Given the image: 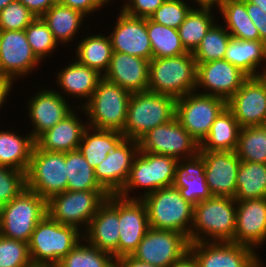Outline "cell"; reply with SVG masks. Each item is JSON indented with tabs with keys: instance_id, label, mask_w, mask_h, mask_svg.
Instances as JSON below:
<instances>
[{
	"instance_id": "cell-38",
	"label": "cell",
	"mask_w": 266,
	"mask_h": 267,
	"mask_svg": "<svg viewBox=\"0 0 266 267\" xmlns=\"http://www.w3.org/2000/svg\"><path fill=\"white\" fill-rule=\"evenodd\" d=\"M67 190H105L97 181L94 169L79 150L65 152Z\"/></svg>"
},
{
	"instance_id": "cell-3",
	"label": "cell",
	"mask_w": 266,
	"mask_h": 267,
	"mask_svg": "<svg viewBox=\"0 0 266 267\" xmlns=\"http://www.w3.org/2000/svg\"><path fill=\"white\" fill-rule=\"evenodd\" d=\"M176 98L151 91L132 93L123 135L139 140L149 130L175 118Z\"/></svg>"
},
{
	"instance_id": "cell-32",
	"label": "cell",
	"mask_w": 266,
	"mask_h": 267,
	"mask_svg": "<svg viewBox=\"0 0 266 267\" xmlns=\"http://www.w3.org/2000/svg\"><path fill=\"white\" fill-rule=\"evenodd\" d=\"M124 138L121 132L88 126L83 132L78 150L88 164L95 169Z\"/></svg>"
},
{
	"instance_id": "cell-48",
	"label": "cell",
	"mask_w": 266,
	"mask_h": 267,
	"mask_svg": "<svg viewBox=\"0 0 266 267\" xmlns=\"http://www.w3.org/2000/svg\"><path fill=\"white\" fill-rule=\"evenodd\" d=\"M165 0H127L121 10L132 17L150 18Z\"/></svg>"
},
{
	"instance_id": "cell-35",
	"label": "cell",
	"mask_w": 266,
	"mask_h": 267,
	"mask_svg": "<svg viewBox=\"0 0 266 267\" xmlns=\"http://www.w3.org/2000/svg\"><path fill=\"white\" fill-rule=\"evenodd\" d=\"M223 25L232 38L260 40L258 29L249 18L245 0H225L220 8Z\"/></svg>"
},
{
	"instance_id": "cell-54",
	"label": "cell",
	"mask_w": 266,
	"mask_h": 267,
	"mask_svg": "<svg viewBox=\"0 0 266 267\" xmlns=\"http://www.w3.org/2000/svg\"><path fill=\"white\" fill-rule=\"evenodd\" d=\"M170 267H198L195 257L187 251L180 259L175 261Z\"/></svg>"
},
{
	"instance_id": "cell-20",
	"label": "cell",
	"mask_w": 266,
	"mask_h": 267,
	"mask_svg": "<svg viewBox=\"0 0 266 267\" xmlns=\"http://www.w3.org/2000/svg\"><path fill=\"white\" fill-rule=\"evenodd\" d=\"M205 163V178L212 196L235 197L241 160L235 151H199Z\"/></svg>"
},
{
	"instance_id": "cell-30",
	"label": "cell",
	"mask_w": 266,
	"mask_h": 267,
	"mask_svg": "<svg viewBox=\"0 0 266 267\" xmlns=\"http://www.w3.org/2000/svg\"><path fill=\"white\" fill-rule=\"evenodd\" d=\"M241 126L232 111L226 107L216 117L199 151H236Z\"/></svg>"
},
{
	"instance_id": "cell-36",
	"label": "cell",
	"mask_w": 266,
	"mask_h": 267,
	"mask_svg": "<svg viewBox=\"0 0 266 267\" xmlns=\"http://www.w3.org/2000/svg\"><path fill=\"white\" fill-rule=\"evenodd\" d=\"M266 198V164L241 161L237 172L236 201Z\"/></svg>"
},
{
	"instance_id": "cell-47",
	"label": "cell",
	"mask_w": 266,
	"mask_h": 267,
	"mask_svg": "<svg viewBox=\"0 0 266 267\" xmlns=\"http://www.w3.org/2000/svg\"><path fill=\"white\" fill-rule=\"evenodd\" d=\"M26 188V173L0 165V207Z\"/></svg>"
},
{
	"instance_id": "cell-21",
	"label": "cell",
	"mask_w": 266,
	"mask_h": 267,
	"mask_svg": "<svg viewBox=\"0 0 266 267\" xmlns=\"http://www.w3.org/2000/svg\"><path fill=\"white\" fill-rule=\"evenodd\" d=\"M113 31L109 34L113 52L152 59V48L147 34V18L132 17L122 10Z\"/></svg>"
},
{
	"instance_id": "cell-19",
	"label": "cell",
	"mask_w": 266,
	"mask_h": 267,
	"mask_svg": "<svg viewBox=\"0 0 266 267\" xmlns=\"http://www.w3.org/2000/svg\"><path fill=\"white\" fill-rule=\"evenodd\" d=\"M83 240L118 258L119 195L110 194L82 233Z\"/></svg>"
},
{
	"instance_id": "cell-42",
	"label": "cell",
	"mask_w": 266,
	"mask_h": 267,
	"mask_svg": "<svg viewBox=\"0 0 266 267\" xmlns=\"http://www.w3.org/2000/svg\"><path fill=\"white\" fill-rule=\"evenodd\" d=\"M231 35L216 22L203 37L200 45L192 53L196 63L224 59Z\"/></svg>"
},
{
	"instance_id": "cell-14",
	"label": "cell",
	"mask_w": 266,
	"mask_h": 267,
	"mask_svg": "<svg viewBox=\"0 0 266 267\" xmlns=\"http://www.w3.org/2000/svg\"><path fill=\"white\" fill-rule=\"evenodd\" d=\"M39 63L40 60L28 43L25 30L1 31L0 77L14 82L33 72Z\"/></svg>"
},
{
	"instance_id": "cell-17",
	"label": "cell",
	"mask_w": 266,
	"mask_h": 267,
	"mask_svg": "<svg viewBox=\"0 0 266 267\" xmlns=\"http://www.w3.org/2000/svg\"><path fill=\"white\" fill-rule=\"evenodd\" d=\"M241 128L266 125V82L248 77L236 93L227 101Z\"/></svg>"
},
{
	"instance_id": "cell-37",
	"label": "cell",
	"mask_w": 266,
	"mask_h": 267,
	"mask_svg": "<svg viewBox=\"0 0 266 267\" xmlns=\"http://www.w3.org/2000/svg\"><path fill=\"white\" fill-rule=\"evenodd\" d=\"M212 10L192 8L177 29L181 43L187 52L193 53L200 45L205 34L215 24Z\"/></svg>"
},
{
	"instance_id": "cell-24",
	"label": "cell",
	"mask_w": 266,
	"mask_h": 267,
	"mask_svg": "<svg viewBox=\"0 0 266 267\" xmlns=\"http://www.w3.org/2000/svg\"><path fill=\"white\" fill-rule=\"evenodd\" d=\"M149 228L147 209L143 201L119 196L118 258L132 255Z\"/></svg>"
},
{
	"instance_id": "cell-9",
	"label": "cell",
	"mask_w": 266,
	"mask_h": 267,
	"mask_svg": "<svg viewBox=\"0 0 266 267\" xmlns=\"http://www.w3.org/2000/svg\"><path fill=\"white\" fill-rule=\"evenodd\" d=\"M109 196L106 190H67L47 201V212L53 220L76 227L83 233Z\"/></svg>"
},
{
	"instance_id": "cell-53",
	"label": "cell",
	"mask_w": 266,
	"mask_h": 267,
	"mask_svg": "<svg viewBox=\"0 0 266 267\" xmlns=\"http://www.w3.org/2000/svg\"><path fill=\"white\" fill-rule=\"evenodd\" d=\"M14 82L11 81L10 79L0 77V109L3 108L5 102L7 101L6 99L9 98L10 91L13 87Z\"/></svg>"
},
{
	"instance_id": "cell-28",
	"label": "cell",
	"mask_w": 266,
	"mask_h": 267,
	"mask_svg": "<svg viewBox=\"0 0 266 267\" xmlns=\"http://www.w3.org/2000/svg\"><path fill=\"white\" fill-rule=\"evenodd\" d=\"M64 67L56 74V82L61 91L63 90L62 93L67 94V98L71 96L74 99L84 98L88 101L103 75L95 69L80 64L77 60Z\"/></svg>"
},
{
	"instance_id": "cell-44",
	"label": "cell",
	"mask_w": 266,
	"mask_h": 267,
	"mask_svg": "<svg viewBox=\"0 0 266 267\" xmlns=\"http://www.w3.org/2000/svg\"><path fill=\"white\" fill-rule=\"evenodd\" d=\"M0 267H34L28 243L0 235Z\"/></svg>"
},
{
	"instance_id": "cell-11",
	"label": "cell",
	"mask_w": 266,
	"mask_h": 267,
	"mask_svg": "<svg viewBox=\"0 0 266 267\" xmlns=\"http://www.w3.org/2000/svg\"><path fill=\"white\" fill-rule=\"evenodd\" d=\"M226 107L224 98L193 91L177 98L175 117L200 144L208 135L216 117Z\"/></svg>"
},
{
	"instance_id": "cell-41",
	"label": "cell",
	"mask_w": 266,
	"mask_h": 267,
	"mask_svg": "<svg viewBox=\"0 0 266 267\" xmlns=\"http://www.w3.org/2000/svg\"><path fill=\"white\" fill-rule=\"evenodd\" d=\"M81 241L55 267H115L112 254Z\"/></svg>"
},
{
	"instance_id": "cell-8",
	"label": "cell",
	"mask_w": 266,
	"mask_h": 267,
	"mask_svg": "<svg viewBox=\"0 0 266 267\" xmlns=\"http://www.w3.org/2000/svg\"><path fill=\"white\" fill-rule=\"evenodd\" d=\"M178 161L172 156L139 151L134 159L128 180L118 195L127 199H141L158 189L173 186ZM136 188L145 190L142 195L140 193V196L134 195L133 197L130 192L132 194L134 189L137 190Z\"/></svg>"
},
{
	"instance_id": "cell-12",
	"label": "cell",
	"mask_w": 266,
	"mask_h": 267,
	"mask_svg": "<svg viewBox=\"0 0 266 267\" xmlns=\"http://www.w3.org/2000/svg\"><path fill=\"white\" fill-rule=\"evenodd\" d=\"M139 151L172 156L178 160L199 152V143L183 128L175 117L149 130L139 140Z\"/></svg>"
},
{
	"instance_id": "cell-45",
	"label": "cell",
	"mask_w": 266,
	"mask_h": 267,
	"mask_svg": "<svg viewBox=\"0 0 266 267\" xmlns=\"http://www.w3.org/2000/svg\"><path fill=\"white\" fill-rule=\"evenodd\" d=\"M185 2L184 0H165L149 19L157 24L178 29L191 9L196 8L195 5L191 7Z\"/></svg>"
},
{
	"instance_id": "cell-34",
	"label": "cell",
	"mask_w": 266,
	"mask_h": 267,
	"mask_svg": "<svg viewBox=\"0 0 266 267\" xmlns=\"http://www.w3.org/2000/svg\"><path fill=\"white\" fill-rule=\"evenodd\" d=\"M76 46V58L74 57V59L104 76L110 66L113 53L109 36L101 33L99 35L92 34L79 40V44Z\"/></svg>"
},
{
	"instance_id": "cell-29",
	"label": "cell",
	"mask_w": 266,
	"mask_h": 267,
	"mask_svg": "<svg viewBox=\"0 0 266 267\" xmlns=\"http://www.w3.org/2000/svg\"><path fill=\"white\" fill-rule=\"evenodd\" d=\"M224 59L239 68L248 77H257L261 75L260 71L266 67V45L260 40L231 38ZM260 64L264 67H261Z\"/></svg>"
},
{
	"instance_id": "cell-22",
	"label": "cell",
	"mask_w": 266,
	"mask_h": 267,
	"mask_svg": "<svg viewBox=\"0 0 266 267\" xmlns=\"http://www.w3.org/2000/svg\"><path fill=\"white\" fill-rule=\"evenodd\" d=\"M64 96L61 91L42 88L28 99L27 113L34 127L30 134L35 140L73 111Z\"/></svg>"
},
{
	"instance_id": "cell-18",
	"label": "cell",
	"mask_w": 266,
	"mask_h": 267,
	"mask_svg": "<svg viewBox=\"0 0 266 267\" xmlns=\"http://www.w3.org/2000/svg\"><path fill=\"white\" fill-rule=\"evenodd\" d=\"M139 150L137 140L124 138L94 169L97 181L109 194L123 189Z\"/></svg>"
},
{
	"instance_id": "cell-58",
	"label": "cell",
	"mask_w": 266,
	"mask_h": 267,
	"mask_svg": "<svg viewBox=\"0 0 266 267\" xmlns=\"http://www.w3.org/2000/svg\"><path fill=\"white\" fill-rule=\"evenodd\" d=\"M263 261L260 260V257H258L257 261H256V267H266L265 264L263 265Z\"/></svg>"
},
{
	"instance_id": "cell-23",
	"label": "cell",
	"mask_w": 266,
	"mask_h": 267,
	"mask_svg": "<svg viewBox=\"0 0 266 267\" xmlns=\"http://www.w3.org/2000/svg\"><path fill=\"white\" fill-rule=\"evenodd\" d=\"M235 233L231 242L256 250L266 242V198L236 201Z\"/></svg>"
},
{
	"instance_id": "cell-26",
	"label": "cell",
	"mask_w": 266,
	"mask_h": 267,
	"mask_svg": "<svg viewBox=\"0 0 266 267\" xmlns=\"http://www.w3.org/2000/svg\"><path fill=\"white\" fill-rule=\"evenodd\" d=\"M204 171L205 163L199 152L192 157L180 159L176 166L173 186L193 205L212 197Z\"/></svg>"
},
{
	"instance_id": "cell-43",
	"label": "cell",
	"mask_w": 266,
	"mask_h": 267,
	"mask_svg": "<svg viewBox=\"0 0 266 267\" xmlns=\"http://www.w3.org/2000/svg\"><path fill=\"white\" fill-rule=\"evenodd\" d=\"M25 33L32 52L41 62L59 45L41 17H36L25 29Z\"/></svg>"
},
{
	"instance_id": "cell-31",
	"label": "cell",
	"mask_w": 266,
	"mask_h": 267,
	"mask_svg": "<svg viewBox=\"0 0 266 267\" xmlns=\"http://www.w3.org/2000/svg\"><path fill=\"white\" fill-rule=\"evenodd\" d=\"M35 147L31 134L19 135L14 131L0 130V165L27 172Z\"/></svg>"
},
{
	"instance_id": "cell-2",
	"label": "cell",
	"mask_w": 266,
	"mask_h": 267,
	"mask_svg": "<svg viewBox=\"0 0 266 267\" xmlns=\"http://www.w3.org/2000/svg\"><path fill=\"white\" fill-rule=\"evenodd\" d=\"M83 240L76 227L63 225L48 214L36 225L28 243L34 267H55Z\"/></svg>"
},
{
	"instance_id": "cell-46",
	"label": "cell",
	"mask_w": 266,
	"mask_h": 267,
	"mask_svg": "<svg viewBox=\"0 0 266 267\" xmlns=\"http://www.w3.org/2000/svg\"><path fill=\"white\" fill-rule=\"evenodd\" d=\"M35 18L19 0H14L0 11V30H25Z\"/></svg>"
},
{
	"instance_id": "cell-10",
	"label": "cell",
	"mask_w": 266,
	"mask_h": 267,
	"mask_svg": "<svg viewBox=\"0 0 266 267\" xmlns=\"http://www.w3.org/2000/svg\"><path fill=\"white\" fill-rule=\"evenodd\" d=\"M65 152H49L36 144L26 172V188L47 201L67 191Z\"/></svg>"
},
{
	"instance_id": "cell-16",
	"label": "cell",
	"mask_w": 266,
	"mask_h": 267,
	"mask_svg": "<svg viewBox=\"0 0 266 267\" xmlns=\"http://www.w3.org/2000/svg\"><path fill=\"white\" fill-rule=\"evenodd\" d=\"M247 78L248 76L244 72L225 59L197 63L195 91L218 96L228 101Z\"/></svg>"
},
{
	"instance_id": "cell-7",
	"label": "cell",
	"mask_w": 266,
	"mask_h": 267,
	"mask_svg": "<svg viewBox=\"0 0 266 267\" xmlns=\"http://www.w3.org/2000/svg\"><path fill=\"white\" fill-rule=\"evenodd\" d=\"M47 214V200L25 188L0 207V235L29 243L36 225Z\"/></svg>"
},
{
	"instance_id": "cell-4",
	"label": "cell",
	"mask_w": 266,
	"mask_h": 267,
	"mask_svg": "<svg viewBox=\"0 0 266 267\" xmlns=\"http://www.w3.org/2000/svg\"><path fill=\"white\" fill-rule=\"evenodd\" d=\"M141 200L147 209L150 228L180 232L189 240L194 205L180 195L178 188H161Z\"/></svg>"
},
{
	"instance_id": "cell-57",
	"label": "cell",
	"mask_w": 266,
	"mask_h": 267,
	"mask_svg": "<svg viewBox=\"0 0 266 267\" xmlns=\"http://www.w3.org/2000/svg\"><path fill=\"white\" fill-rule=\"evenodd\" d=\"M14 0H0V11L12 3Z\"/></svg>"
},
{
	"instance_id": "cell-27",
	"label": "cell",
	"mask_w": 266,
	"mask_h": 267,
	"mask_svg": "<svg viewBox=\"0 0 266 267\" xmlns=\"http://www.w3.org/2000/svg\"><path fill=\"white\" fill-rule=\"evenodd\" d=\"M73 111L54 127L45 131L36 140L35 144L42 150L49 152H69L78 150L87 123L82 122Z\"/></svg>"
},
{
	"instance_id": "cell-56",
	"label": "cell",
	"mask_w": 266,
	"mask_h": 267,
	"mask_svg": "<svg viewBox=\"0 0 266 267\" xmlns=\"http://www.w3.org/2000/svg\"><path fill=\"white\" fill-rule=\"evenodd\" d=\"M260 7L266 13V0H245Z\"/></svg>"
},
{
	"instance_id": "cell-5",
	"label": "cell",
	"mask_w": 266,
	"mask_h": 267,
	"mask_svg": "<svg viewBox=\"0 0 266 267\" xmlns=\"http://www.w3.org/2000/svg\"><path fill=\"white\" fill-rule=\"evenodd\" d=\"M131 92L109 82L104 77L98 83L92 97L78 107L85 112L89 127L123 132Z\"/></svg>"
},
{
	"instance_id": "cell-13",
	"label": "cell",
	"mask_w": 266,
	"mask_h": 267,
	"mask_svg": "<svg viewBox=\"0 0 266 267\" xmlns=\"http://www.w3.org/2000/svg\"><path fill=\"white\" fill-rule=\"evenodd\" d=\"M188 249L189 240L184 234L149 228L132 256L157 267H170Z\"/></svg>"
},
{
	"instance_id": "cell-15",
	"label": "cell",
	"mask_w": 266,
	"mask_h": 267,
	"mask_svg": "<svg viewBox=\"0 0 266 267\" xmlns=\"http://www.w3.org/2000/svg\"><path fill=\"white\" fill-rule=\"evenodd\" d=\"M188 251L198 267H256L258 253L250 247L234 242H194Z\"/></svg>"
},
{
	"instance_id": "cell-51",
	"label": "cell",
	"mask_w": 266,
	"mask_h": 267,
	"mask_svg": "<svg viewBox=\"0 0 266 267\" xmlns=\"http://www.w3.org/2000/svg\"><path fill=\"white\" fill-rule=\"evenodd\" d=\"M34 17H41L46 13L53 5L58 3V0H19Z\"/></svg>"
},
{
	"instance_id": "cell-59",
	"label": "cell",
	"mask_w": 266,
	"mask_h": 267,
	"mask_svg": "<svg viewBox=\"0 0 266 267\" xmlns=\"http://www.w3.org/2000/svg\"><path fill=\"white\" fill-rule=\"evenodd\" d=\"M261 78L266 82V67L265 69L261 72Z\"/></svg>"
},
{
	"instance_id": "cell-40",
	"label": "cell",
	"mask_w": 266,
	"mask_h": 267,
	"mask_svg": "<svg viewBox=\"0 0 266 267\" xmlns=\"http://www.w3.org/2000/svg\"><path fill=\"white\" fill-rule=\"evenodd\" d=\"M235 152L241 161L266 164V125L241 128Z\"/></svg>"
},
{
	"instance_id": "cell-49",
	"label": "cell",
	"mask_w": 266,
	"mask_h": 267,
	"mask_svg": "<svg viewBox=\"0 0 266 267\" xmlns=\"http://www.w3.org/2000/svg\"><path fill=\"white\" fill-rule=\"evenodd\" d=\"M249 18L258 29L260 41L266 45V13L257 5L245 1Z\"/></svg>"
},
{
	"instance_id": "cell-6",
	"label": "cell",
	"mask_w": 266,
	"mask_h": 267,
	"mask_svg": "<svg viewBox=\"0 0 266 267\" xmlns=\"http://www.w3.org/2000/svg\"><path fill=\"white\" fill-rule=\"evenodd\" d=\"M197 63L191 52L164 58H152L148 91L180 98L196 90Z\"/></svg>"
},
{
	"instance_id": "cell-39",
	"label": "cell",
	"mask_w": 266,
	"mask_h": 267,
	"mask_svg": "<svg viewBox=\"0 0 266 267\" xmlns=\"http://www.w3.org/2000/svg\"><path fill=\"white\" fill-rule=\"evenodd\" d=\"M147 34L152 48V58L176 57L187 53L177 29L157 24L147 18Z\"/></svg>"
},
{
	"instance_id": "cell-55",
	"label": "cell",
	"mask_w": 266,
	"mask_h": 267,
	"mask_svg": "<svg viewBox=\"0 0 266 267\" xmlns=\"http://www.w3.org/2000/svg\"><path fill=\"white\" fill-rule=\"evenodd\" d=\"M188 1V0H186ZM225 0H193L192 2L195 4H198L199 7L196 8H200V9H212L213 6L216 8V6L218 7L217 10H220L222 3Z\"/></svg>"
},
{
	"instance_id": "cell-25",
	"label": "cell",
	"mask_w": 266,
	"mask_h": 267,
	"mask_svg": "<svg viewBox=\"0 0 266 267\" xmlns=\"http://www.w3.org/2000/svg\"><path fill=\"white\" fill-rule=\"evenodd\" d=\"M149 65L147 59L113 52L103 77L131 93L148 91Z\"/></svg>"
},
{
	"instance_id": "cell-52",
	"label": "cell",
	"mask_w": 266,
	"mask_h": 267,
	"mask_svg": "<svg viewBox=\"0 0 266 267\" xmlns=\"http://www.w3.org/2000/svg\"><path fill=\"white\" fill-rule=\"evenodd\" d=\"M115 267H157L152 264L140 261L132 255H125L115 259Z\"/></svg>"
},
{
	"instance_id": "cell-60",
	"label": "cell",
	"mask_w": 266,
	"mask_h": 267,
	"mask_svg": "<svg viewBox=\"0 0 266 267\" xmlns=\"http://www.w3.org/2000/svg\"><path fill=\"white\" fill-rule=\"evenodd\" d=\"M107 4H109L110 3V0H104ZM112 1V0H111Z\"/></svg>"
},
{
	"instance_id": "cell-1",
	"label": "cell",
	"mask_w": 266,
	"mask_h": 267,
	"mask_svg": "<svg viewBox=\"0 0 266 267\" xmlns=\"http://www.w3.org/2000/svg\"><path fill=\"white\" fill-rule=\"evenodd\" d=\"M236 200L212 196L194 205L189 243L231 242L235 233Z\"/></svg>"
},
{
	"instance_id": "cell-50",
	"label": "cell",
	"mask_w": 266,
	"mask_h": 267,
	"mask_svg": "<svg viewBox=\"0 0 266 267\" xmlns=\"http://www.w3.org/2000/svg\"><path fill=\"white\" fill-rule=\"evenodd\" d=\"M58 3L79 10L86 16L93 14L107 4L104 0H58Z\"/></svg>"
},
{
	"instance_id": "cell-33",
	"label": "cell",
	"mask_w": 266,
	"mask_h": 267,
	"mask_svg": "<svg viewBox=\"0 0 266 267\" xmlns=\"http://www.w3.org/2000/svg\"><path fill=\"white\" fill-rule=\"evenodd\" d=\"M84 15L76 9L59 3L53 5L41 18L53 33L58 44L68 45L78 35L81 24L83 25Z\"/></svg>"
}]
</instances>
